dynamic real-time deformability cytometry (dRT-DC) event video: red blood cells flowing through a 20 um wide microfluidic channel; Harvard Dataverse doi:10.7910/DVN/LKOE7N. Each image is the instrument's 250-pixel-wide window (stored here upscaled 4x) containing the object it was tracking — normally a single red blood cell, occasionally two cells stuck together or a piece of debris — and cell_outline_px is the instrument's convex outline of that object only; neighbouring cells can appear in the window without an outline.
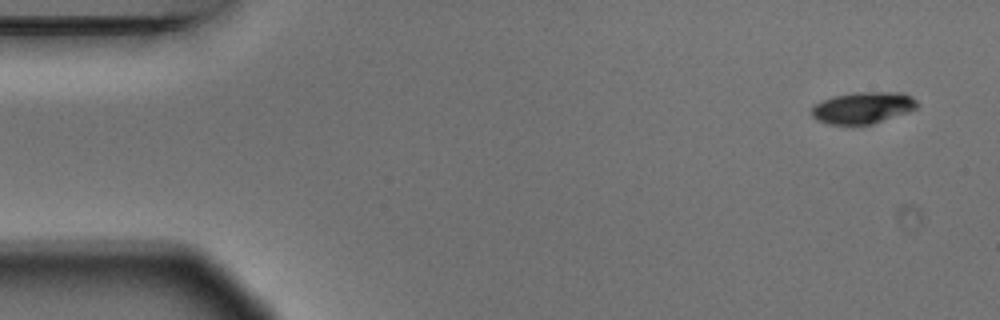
{"species": "Egyptian fruit bat (a non-hibernating species)", "species_latin": "Rousettus aegyptiacus", "temperature_condition": "warm", "stored_images_in_passage": 6, "segment_of_instrument_passage": [2, 2], "camera_frame_rate_fps": 3000, "um_per_image_px": 0.085, "animal": {"sex": "male"}, "frame": {"image": 1, "passage_image": 6, "time_ms": 1.667, "image_size_px": [1000, 320], "cell_outline_px": [[920, 104], [916, 108], [908, 112], [872, 124], [828, 124], [816, 120], [812, 116], [812, 108], [820, 100], [832, 96], [856, 92], [904, 92], [912, 96]], "centroid_in_image_um": [73.36, 9.14], "position_along_channel_um": 11.6, "area_um2": 19.59}}